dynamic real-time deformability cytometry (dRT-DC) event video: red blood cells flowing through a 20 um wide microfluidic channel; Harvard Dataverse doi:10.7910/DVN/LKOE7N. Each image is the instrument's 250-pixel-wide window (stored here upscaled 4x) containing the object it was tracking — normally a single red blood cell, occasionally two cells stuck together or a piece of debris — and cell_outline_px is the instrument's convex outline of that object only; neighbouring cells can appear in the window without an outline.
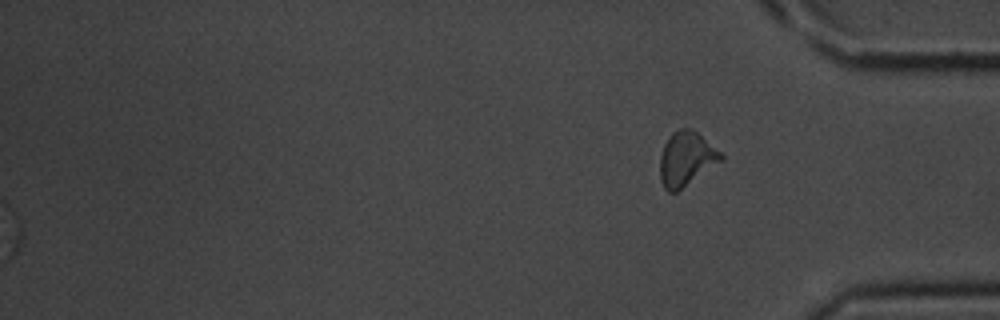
{"species": "common noctule bat (a hibernating species)", "species_latin": "Nyctalus noctula", "temperature_condition": "room temperature", "stored_images_in_passage": 35, "segment_of_instrument_passage": [2, 2], "camera_frame_rate_fps": 3000, "um_per_image_px": 0.085, "animal": {"sex": "male", "body_mass_g": 20.1, "forearm_length_mm": 53.5}, "frame": {"image": 1, "passage_image": 35, "time_ms": 11.333, "image_size_px": [1000, 320], "cell_outline_px": [[724, 160], [676, 192], [668, 192], [664, 188], [660, 180], [660, 156], [664, 144], [668, 136], [672, 132], [680, 128], [688, 128], [696, 132], [720, 152], [724, 156]], "centroid_in_image_um": [58.31, 13.51], "position_along_channel_um": 376.9, "area_um2": 19.19}}